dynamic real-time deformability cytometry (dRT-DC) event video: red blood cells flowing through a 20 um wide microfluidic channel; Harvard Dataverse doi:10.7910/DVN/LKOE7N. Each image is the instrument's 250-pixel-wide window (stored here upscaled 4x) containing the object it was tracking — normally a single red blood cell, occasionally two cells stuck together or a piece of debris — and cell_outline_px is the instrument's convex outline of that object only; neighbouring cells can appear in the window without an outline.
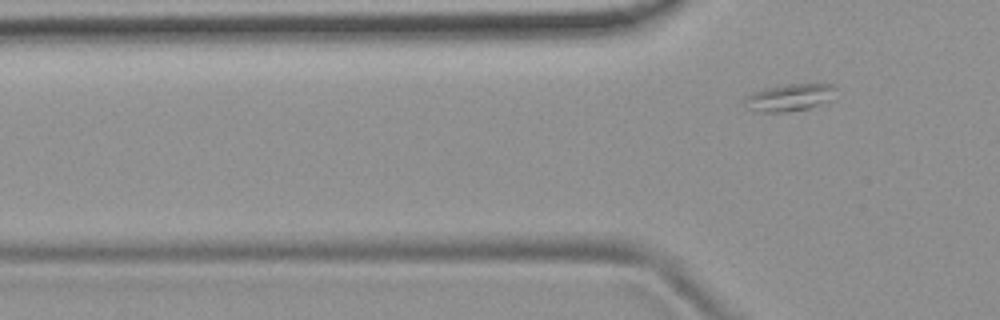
{"species": "common noctule bat (a hibernating species)", "species_latin": "Nyctalus noctula", "temperature_condition": "room temperature", "stored_images_in_passage": 6, "camera_frame_rate_fps": 3000, "um_per_image_px": 0.085, "animal": {"sex": "female", "body_mass_g": 19.9}, "frame": {"image": 1, "passage_image": 6, "time_ms": 1.667, "image_size_px": [1000, 320], "cell_outline_px": [[836, 88], [828, 100], [808, 108], [788, 112], [760, 112], [752, 108], [744, 100], [744, 96], [752, 92], [764, 88], [788, 84], [832, 84]], "centroid_in_image_um": [67.07, 8.27], "position_along_channel_um": 58.7, "area_um2": 14.05}}